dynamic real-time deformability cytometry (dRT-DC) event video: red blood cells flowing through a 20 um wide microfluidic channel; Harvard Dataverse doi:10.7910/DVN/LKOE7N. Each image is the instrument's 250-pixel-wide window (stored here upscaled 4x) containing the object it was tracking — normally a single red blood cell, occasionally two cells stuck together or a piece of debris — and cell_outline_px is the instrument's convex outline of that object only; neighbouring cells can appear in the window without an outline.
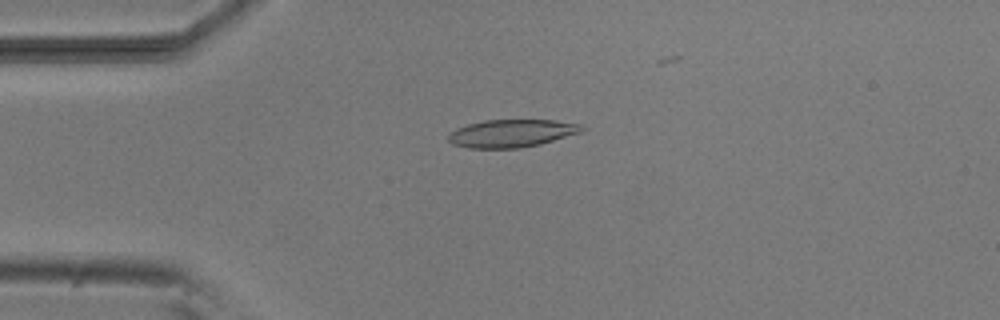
{"species": "common noctule bat (a hibernating species)", "species_latin": "Nyctalus noctula", "temperature_condition": "room temperature", "stored_images_in_passage": 23, "camera_frame_rate_fps": 3000, "um_per_image_px": 0.085, "animal": {"sex": "male", "body_mass_g": 20.5, "forearm_length_mm": 52.5}, "frame": {"image": 1, "passage_image": 10, "time_ms": 3.0, "image_size_px": [1000, 320], "cell_outline_px": [[588, 128], [580, 132], [540, 144], [520, 148], [468, 148], [452, 144], [448, 140], [448, 136], [456, 128], [468, 124], [484, 120], [556, 120], [580, 124]], "centroid_in_image_um": [43.49, 11.33], "position_along_channel_um": 41.5, "area_um2": 21.56}}
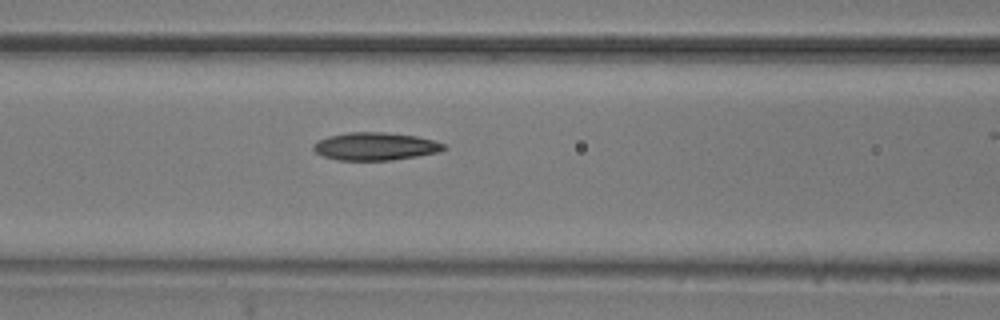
{"frame": {"image": 2, "passage_image": 19, "time_ms": 6.0, "image_size_px": [1000, 320], "cell_outline_px": [[448, 148], [440, 152], [392, 160], [336, 160], [324, 156], [316, 152], [312, 148], [312, 144], [316, 140], [328, 136], [348, 132], [384, 132], [416, 136], [448, 144]], "centroid_in_image_um": [31.9, 12.43], "position_along_channel_um": 134.7, "area_um2": 21.33}}
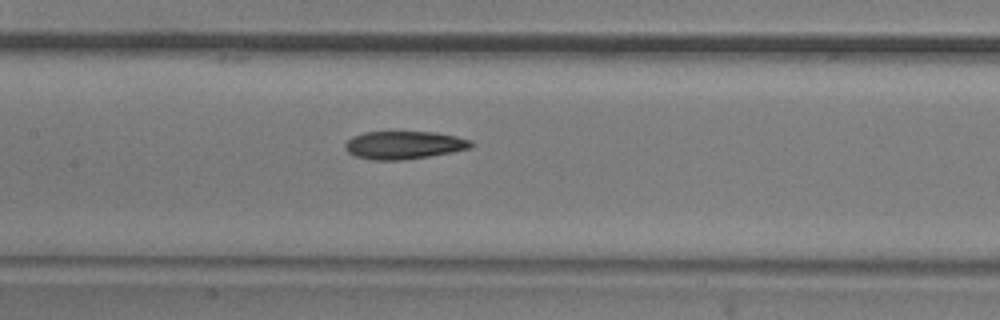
{"frame": {"image": 3, "passage_image": 22, "time_ms": 7.0, "image_size_px": [1000, 320], "cell_outline_px": [[476, 144], [472, 148], [452, 152], [404, 160], [372, 160], [356, 156], [348, 152], [344, 148], [344, 144], [352, 136], [364, 132], [436, 132], [456, 136], [472, 140]], "centroid_in_image_um": [34.37, 12.33], "position_along_channel_um": 173.0, "area_um2": 20.69}}